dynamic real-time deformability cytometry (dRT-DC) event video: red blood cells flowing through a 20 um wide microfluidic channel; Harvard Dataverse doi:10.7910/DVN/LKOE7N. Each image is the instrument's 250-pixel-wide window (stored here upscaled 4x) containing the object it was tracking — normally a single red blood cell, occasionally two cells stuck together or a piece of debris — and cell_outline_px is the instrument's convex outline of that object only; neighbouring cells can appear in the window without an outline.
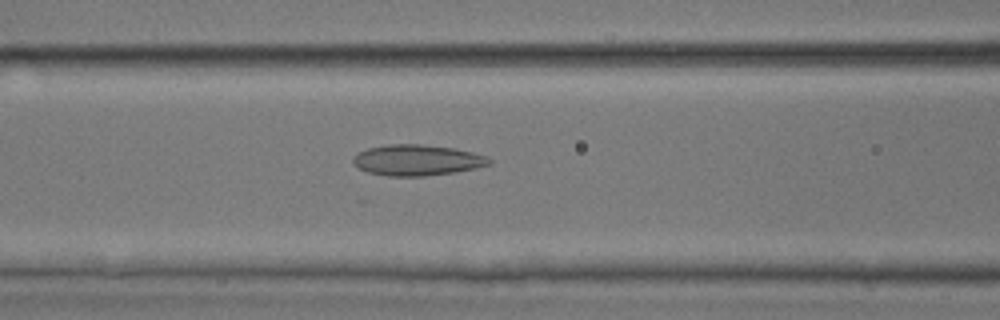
{"species": "common noctule bat (a hibernating species)", "species_latin": "Nyctalus noctula", "temperature_condition": "room temperature", "stored_images_in_passage": 37, "camera_frame_rate_fps": 3000, "um_per_image_px": 0.085, "animal": {"sex": "male", "body_mass_g": 17.9, "forearm_length_mm": 54.2}, "frame": {"image": 1, "passage_image": 12, "time_ms": 3.667, "image_size_px": [1000, 320], "cell_outline_px": [[492, 164], [476, 168], [456, 172], [424, 176], [388, 176], [368, 172], [352, 164], [352, 156], [356, 152], [368, 148], [388, 144], [420, 144], [452, 148], [472, 152], [488, 156], [492, 160]], "centroid_in_image_um": [35.44, 13.61], "position_along_channel_um": 131.2, "area_um2": 24.68}}
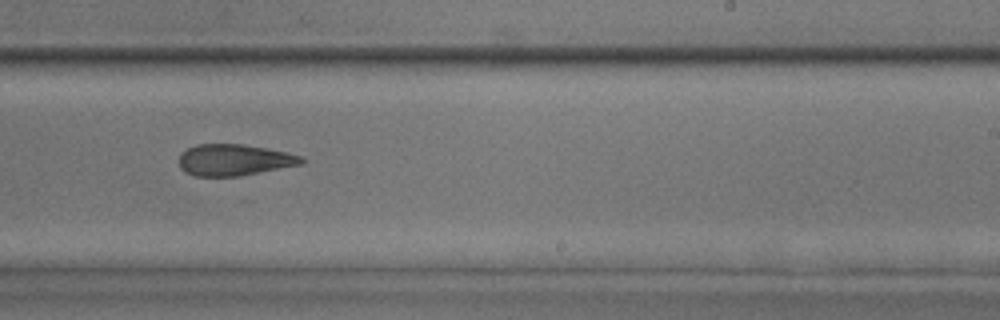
{"frame": {"image": 2, "passage_image": 21, "time_ms": 6.667, "image_size_px": [1000, 320], "cell_outline_px": [[304, 164], [240, 176], [196, 176], [184, 172], [180, 168], [176, 160], [180, 152], [196, 144], [240, 144], [264, 148], [284, 152], [300, 156], [304, 160]], "centroid_in_image_um": [19.82, 13.6], "position_along_channel_um": 269.2, "area_um2": 22.54}}
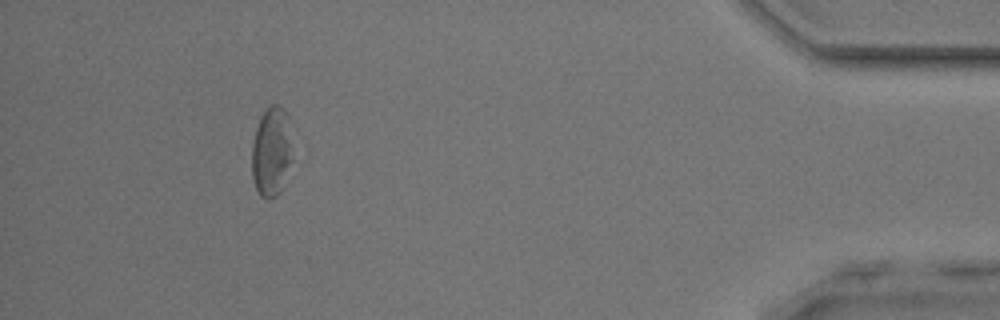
{"frame": {"image": 3, "passage_image": 34, "time_ms": 11.0, "image_size_px": [1000, 320], "cell_outline_px": [[292, 160], [280, 192], [276, 196], [268, 200], [264, 200], [260, 196], [256, 188], [252, 176], [252, 144], [256, 128], [260, 116], [272, 104], [280, 104], [284, 108], [288, 116]], "centroid_in_image_um": [23.07, 12.9], "position_along_channel_um": 412.1, "area_um2": 21.33}}